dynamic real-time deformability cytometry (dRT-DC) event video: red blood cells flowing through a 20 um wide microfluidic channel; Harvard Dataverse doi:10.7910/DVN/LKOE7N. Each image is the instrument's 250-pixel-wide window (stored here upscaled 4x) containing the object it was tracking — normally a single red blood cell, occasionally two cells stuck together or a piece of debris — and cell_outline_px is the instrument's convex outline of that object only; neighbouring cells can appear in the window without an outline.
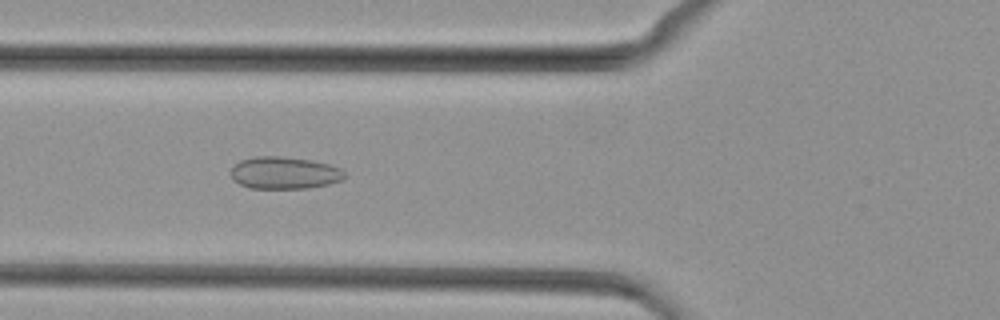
{"species": "common noctule bat (a hibernating species)", "species_latin": "Nyctalus noctula", "temperature_condition": "cold", "stored_images_in_passage": 37, "camera_frame_rate_fps": 3000, "um_per_image_px": 0.085, "animal": {"sex": "female", "body_mass_g": 29.2, "forearm_length_mm": 56.3}, "frame": {"image": 1, "passage_image": 9, "time_ms": 2.667, "image_size_px": [1000, 320], "cell_outline_px": [[348, 176], [344, 180], [328, 184], [308, 188], [248, 188], [232, 180], [232, 168], [240, 160], [256, 156], [276, 156], [312, 160], [328, 164], [340, 168]], "centroid_in_image_um": [24.2, 14.7], "position_along_channel_um": 101.6, "area_um2": 21.39}}
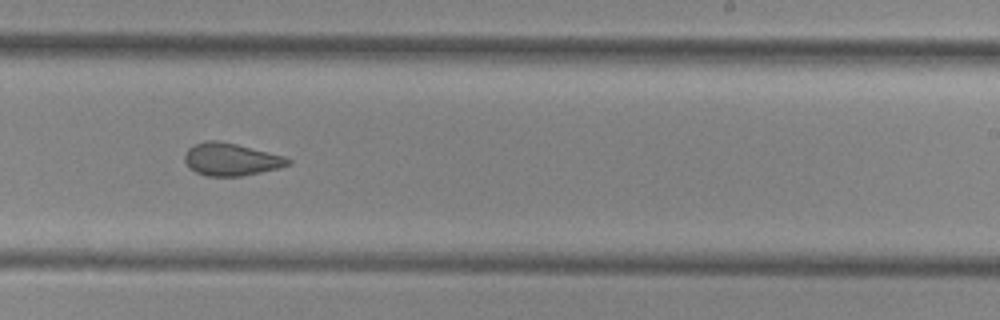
{"frame": {"image": 2, "passage_image": 21, "time_ms": 6.667, "image_size_px": [1000, 320], "cell_outline_px": [[292, 164], [280, 168], [240, 176], [204, 176], [196, 172], [184, 160], [184, 152], [192, 144], [208, 140], [216, 140], [236, 144], [284, 156], [292, 160]], "centroid_in_image_um": [19.63, 13.54], "position_along_channel_um": 269.4, "area_um2": 19.59}}
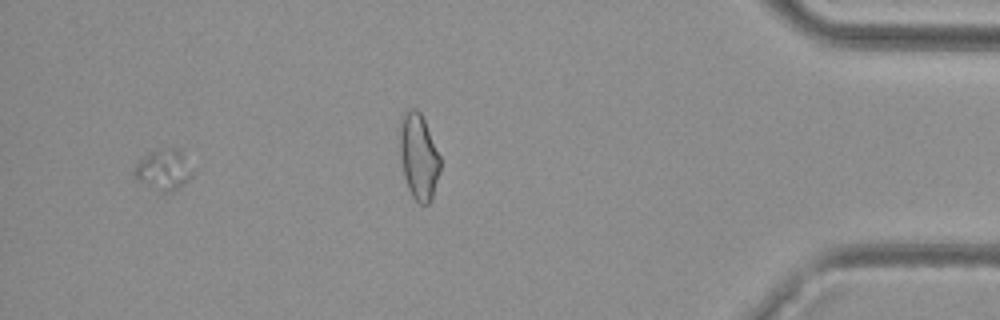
{"frame": {"image": 3, "passage_image": 33, "time_ms": 10.667, "image_size_px": [1000, 320], "cell_outline_px": [[192, 176], [180, 188], [172, 192], [160, 192], [136, 180], [132, 172], [132, 168], [144, 156], [160, 148], [180, 148], [192, 172]], "centroid_in_image_um": [13.87, 14.45], "position_along_channel_um": 421.3, "area_um2": 13.87}}